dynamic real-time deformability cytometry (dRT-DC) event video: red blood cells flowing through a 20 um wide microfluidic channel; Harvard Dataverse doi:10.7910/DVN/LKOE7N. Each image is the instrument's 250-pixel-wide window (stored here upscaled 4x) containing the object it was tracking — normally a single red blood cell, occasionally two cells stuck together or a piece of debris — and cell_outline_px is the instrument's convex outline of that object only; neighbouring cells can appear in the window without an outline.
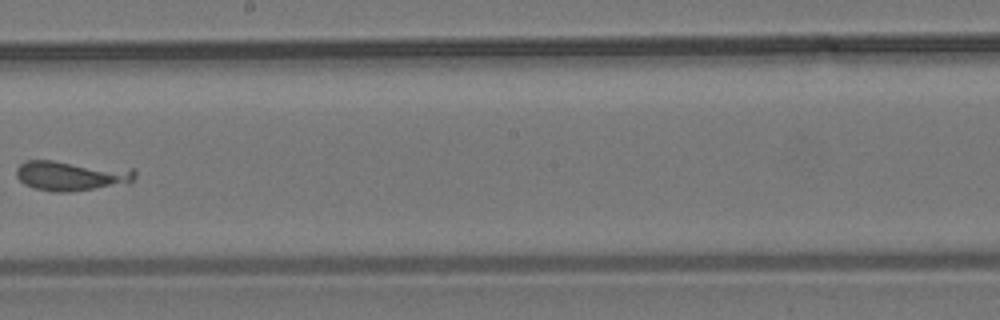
{"species": "common noctule bat (a hibernating species)", "species_latin": "Nyctalus noctula", "temperature_condition": "room temperature", "stored_images_in_passage": 10, "camera_frame_rate_fps": 3000, "um_per_image_px": 0.085, "animal": {"sex": "male", "body_mass_g": 19.2, "forearm_length_mm": 51.8}, "frame": {"image": 1, "passage_image": 9, "time_ms": 10.667, "image_size_px": [1000, 320], "cell_outline_px": [[136, 176], [132, 184], [68, 192], [52, 192], [36, 188], [24, 184], [16, 176], [16, 168], [24, 160], [52, 160], [136, 168]], "centroid_in_image_um": [6.15, 14.92], "position_along_channel_um": 242.0, "area_um2": 21.44}}
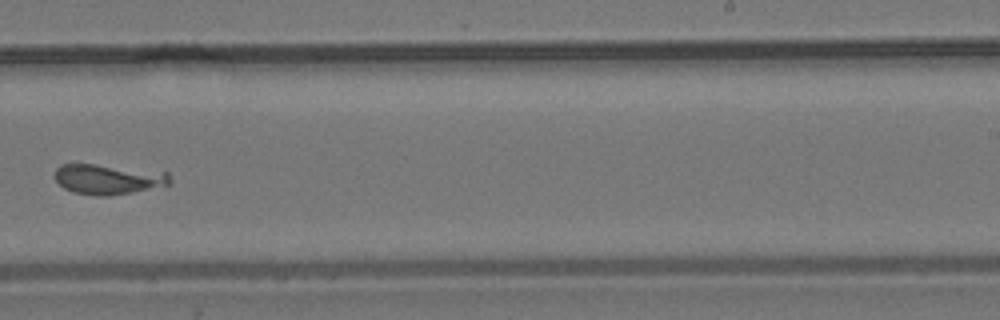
{"frame": {"image": 2, "passage_image": 10, "time_ms": 11.667, "image_size_px": [1000, 320], "cell_outline_px": [[172, 180], [168, 188], [108, 196], [96, 196], [72, 192], [64, 188], [56, 180], [56, 168], [60, 164], [92, 164], [168, 172]], "centroid_in_image_um": [9.31, 15.26], "position_along_channel_um": 279.7, "area_um2": 20.75}}